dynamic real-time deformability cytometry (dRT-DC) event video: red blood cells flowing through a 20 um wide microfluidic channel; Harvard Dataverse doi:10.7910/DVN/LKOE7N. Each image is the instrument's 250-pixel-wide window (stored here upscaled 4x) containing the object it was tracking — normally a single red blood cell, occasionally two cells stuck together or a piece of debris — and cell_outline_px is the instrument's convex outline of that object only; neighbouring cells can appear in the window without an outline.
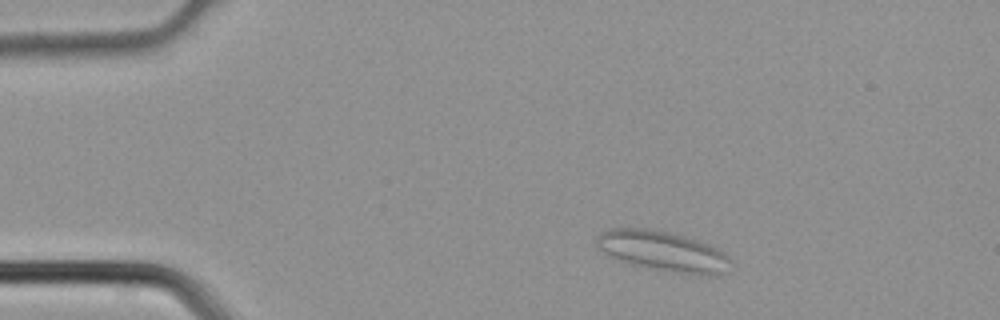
{"species": "common noctule bat (a hibernating species)", "species_latin": "Nyctalus noctula", "temperature_condition": "cold", "stored_images_in_passage": 3, "camera_frame_rate_fps": 3000, "um_per_image_px": 0.085, "animal": {"sex": "male", "body_mass_g": 21.5, "forearm_length_mm": 52.0}, "frame": {"image": 1, "passage_image": 1, "time_ms": 0.0, "image_size_px": [1000, 320], "cell_outline_px": [[732, 260], [724, 272], [716, 276], [696, 276], [632, 264], [620, 260], [604, 252], [596, 244], [596, 236], [600, 232], [608, 228], [652, 228], [684, 236], [708, 244], [724, 252]], "centroid_in_image_um": [56.37, 21.35], "position_along_channel_um": 28.6, "area_um2": 31.33}}
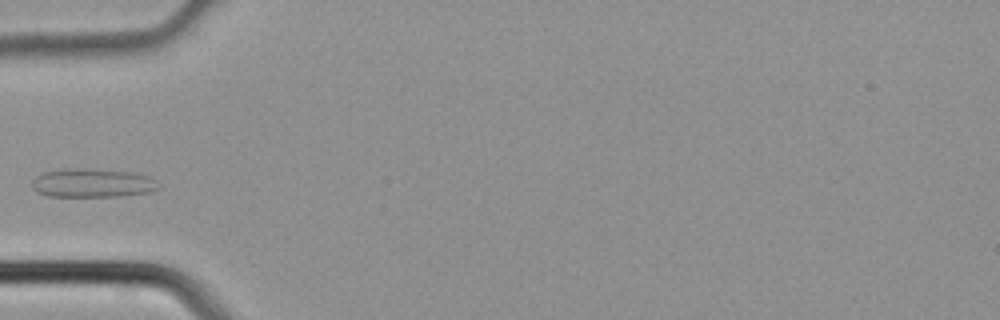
{"frame": {"image": 2, "passage_image": 3, "time_ms": 0.667, "image_size_px": [1000, 320], "cell_outline_px": [[160, 188], [152, 192], [120, 196], [48, 196], [36, 192], [32, 188], [32, 180], [36, 176], [44, 172], [60, 168], [92, 168], [136, 172], [148, 176], [156, 180]], "centroid_in_image_um": [7.87, 15.54], "position_along_channel_um": 77.1, "area_um2": 21.68}}